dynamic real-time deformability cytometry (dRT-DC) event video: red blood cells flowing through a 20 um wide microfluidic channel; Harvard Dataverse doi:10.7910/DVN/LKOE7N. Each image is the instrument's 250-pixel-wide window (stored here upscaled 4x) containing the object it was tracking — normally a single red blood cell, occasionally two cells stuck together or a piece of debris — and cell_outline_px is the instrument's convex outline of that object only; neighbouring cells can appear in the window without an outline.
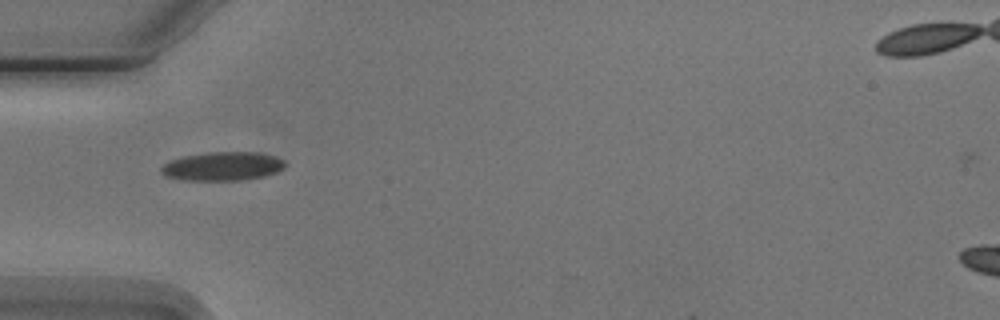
{"species": "Egyptian fruit bat (a non-hibernating species)", "species_latin": "Rousettus aegyptiacus", "temperature_condition": "cold", "stored_images_in_passage": 2, "camera_frame_rate_fps": 3000, "um_per_image_px": 0.085, "animal": {"sex": "male"}, "frame": {"image": 1, "passage_image": 1, "time_ms": 0.0, "image_size_px": [1000, 320], "cell_outline_px": [[284, 168], [276, 172], [264, 176], [240, 180], [184, 180], [168, 176], [160, 172], [160, 168], [164, 164], [172, 160], [184, 156], [208, 152], [260, 152], [276, 156], [284, 160]], "centroid_in_image_um": [18.95, 14.12], "position_along_channel_um": 66.1, "area_um2": 20.63}}
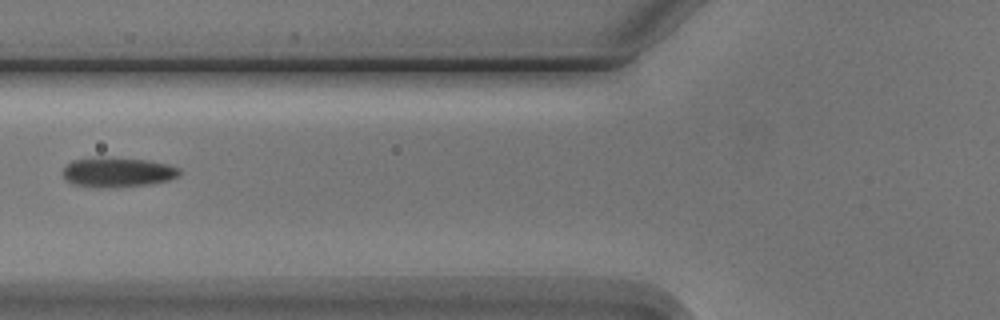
{"frame": {"image": 2, "passage_image": 2, "time_ms": 1.333, "image_size_px": [1000, 320], "cell_outline_px": [[180, 172], [176, 176], [168, 180], [148, 184], [96, 188], [76, 184], [68, 180], [64, 176], [64, 168], [72, 160], [100, 156], [148, 160], [180, 168]], "centroid_in_image_um": [9.97, 14.62], "position_along_channel_um": 115.8, "area_um2": 19.88}}